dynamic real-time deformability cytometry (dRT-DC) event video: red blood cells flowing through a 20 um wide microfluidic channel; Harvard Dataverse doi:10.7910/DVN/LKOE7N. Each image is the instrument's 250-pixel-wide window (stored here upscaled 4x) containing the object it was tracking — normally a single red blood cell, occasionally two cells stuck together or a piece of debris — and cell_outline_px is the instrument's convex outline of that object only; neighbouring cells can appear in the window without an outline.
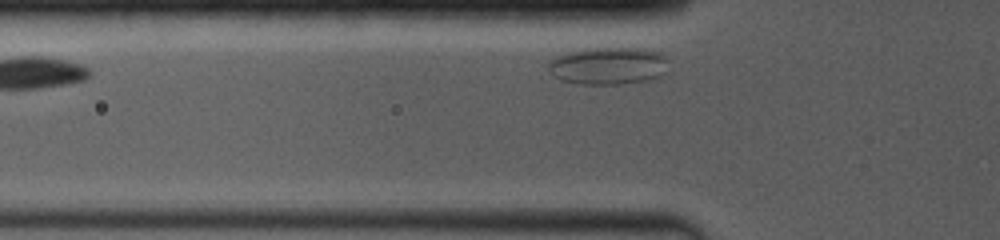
{"species": "common noctule bat (a hibernating species)", "species_latin": "Nyctalus noctula", "temperature_condition": "room temperature", "stored_images_in_passage": 4, "segment_of_instrument_passage": [2, 2], "camera_frame_rate_fps": 4000, "um_per_image_px": 0.085, "animal": {"sex": "female", "body_mass_g": 19.0, "forearm_length_mm": 53.3}, "frame": {"image": 1, "passage_image": 4, "time_ms": 2.0, "image_size_px": [1000, 240], "cell_outline_px": [[668, 60], [656, 76], [652, 80], [620, 84], [580, 84], [560, 80], [548, 68], [548, 64], [556, 56], [588, 48], [644, 48], [660, 52], [668, 56]], "centroid_in_image_um": [51.7, 5.59], "position_along_channel_um": 74.1, "area_um2": 25.84}}